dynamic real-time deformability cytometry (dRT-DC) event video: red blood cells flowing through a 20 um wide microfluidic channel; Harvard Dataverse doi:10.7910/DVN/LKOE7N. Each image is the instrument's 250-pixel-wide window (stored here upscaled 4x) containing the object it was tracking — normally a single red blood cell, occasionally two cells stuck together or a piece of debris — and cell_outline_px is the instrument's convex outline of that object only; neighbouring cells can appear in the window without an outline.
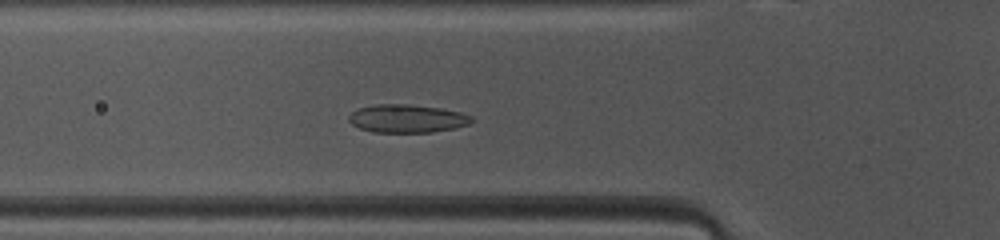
{"species": "common noctule bat (a hibernating species)", "species_latin": "Nyctalus noctula", "temperature_condition": "warm", "stored_images_in_passage": 38, "camera_frame_rate_fps": 3000, "um_per_image_px": 0.085, "animal": {"sex": "female", "body_mass_g": 10.0, "forearm_length_mm": 53.1}, "frame": {"image": 1, "passage_image": 6, "time_ms": 1.667, "image_size_px": [1000, 240], "cell_outline_px": [[472, 120], [468, 124], [456, 128], [432, 132], [372, 132], [360, 128], [352, 124], [348, 120], [348, 116], [352, 112], [360, 108], [376, 104], [404, 104], [440, 108], [460, 112], [472, 116]], "centroid_in_image_um": [34.59, 10.08], "position_along_channel_um": 91.2, "area_um2": 20.0}}
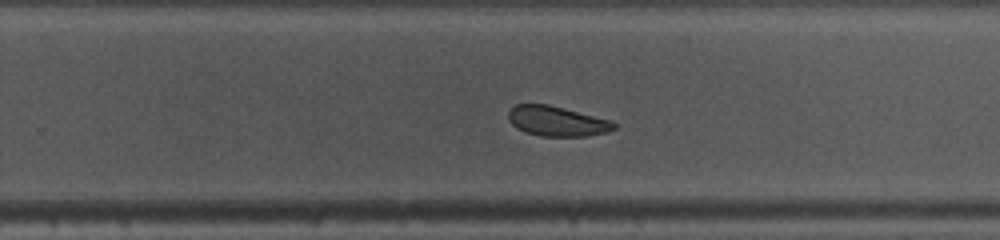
{"frame": {"image": 2, "passage_image": 20, "time_ms": 6.333, "image_size_px": [1000, 240], "cell_outline_px": [[616, 128], [608, 132], [588, 136], [540, 136], [516, 128], [508, 120], [508, 108], [516, 104], [548, 104], [612, 120], [616, 124]], "centroid_in_image_um": [47.34, 10.29], "position_along_channel_um": 282.5, "area_um2": 18.61}}
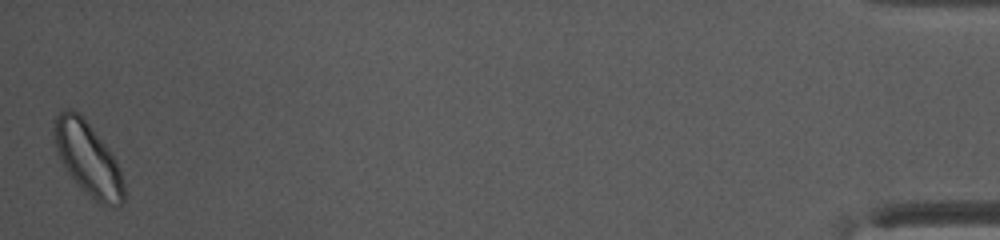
{"frame": {"image": 3, "passage_image": 38, "time_ms": 12.333, "image_size_px": [1000, 240], "cell_outline_px": [[124, 204], [116, 208], [100, 204], [84, 192], [80, 188], [64, 168], [56, 148], [52, 132], [56, 116], [64, 108], [68, 108], [80, 112], [112, 152], [116, 160], [124, 184]], "centroid_in_image_um": [7.48, 13.5], "position_along_channel_um": 427.7, "area_um2": 30.17}, "authors_computed_cell_mechanics": {"area_um2": 19.941, "velocity_mm_per_s": 4.0978, "shape_relaxation_time_tau1_ms": null, "shape_relaxation_time_tau2_ms": 1.0858, "deformation_change_tau1": null, "deformation_change_tau2": 0.0442}}